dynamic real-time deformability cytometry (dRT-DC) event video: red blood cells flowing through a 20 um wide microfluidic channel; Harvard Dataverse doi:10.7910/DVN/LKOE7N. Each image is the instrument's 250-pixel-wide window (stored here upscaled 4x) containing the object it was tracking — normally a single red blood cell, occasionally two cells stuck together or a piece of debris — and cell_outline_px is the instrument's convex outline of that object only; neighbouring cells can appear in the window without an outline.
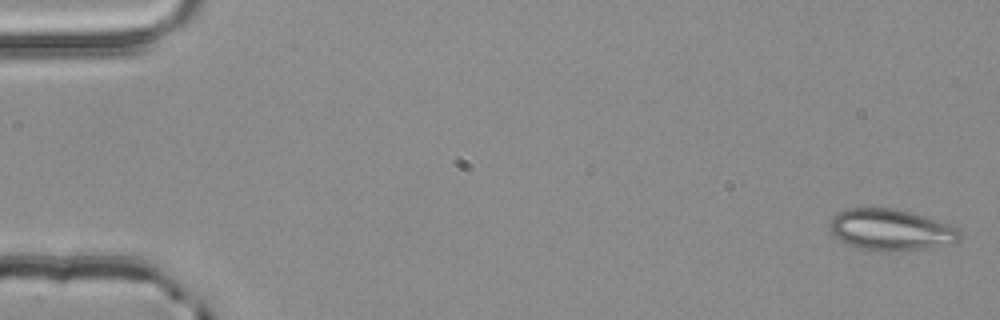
{"species": "common noctule bat (a hibernating species)", "species_latin": "Nyctalus noctula", "temperature_condition": "room temperature", "stored_images_in_passage": 3, "camera_frame_rate_fps": 3000, "um_per_image_px": 0.085, "animal": {"sex": "male", "body_mass_g": 20.4}, "frame": {"image": 1, "passage_image": 3, "time_ms": 0.667, "image_size_px": [1000, 320], "cell_outline_px": [[964, 236], [960, 240], [952, 244], [932, 248], [884, 252], [876, 252], [860, 248], [848, 244], [840, 240], [832, 232], [828, 224], [840, 212], [848, 208], [892, 208], [924, 216], [948, 224], [956, 228]], "centroid_in_image_um": [75.77, 19.56], "position_along_channel_um": 9.2, "area_um2": 31.33}}